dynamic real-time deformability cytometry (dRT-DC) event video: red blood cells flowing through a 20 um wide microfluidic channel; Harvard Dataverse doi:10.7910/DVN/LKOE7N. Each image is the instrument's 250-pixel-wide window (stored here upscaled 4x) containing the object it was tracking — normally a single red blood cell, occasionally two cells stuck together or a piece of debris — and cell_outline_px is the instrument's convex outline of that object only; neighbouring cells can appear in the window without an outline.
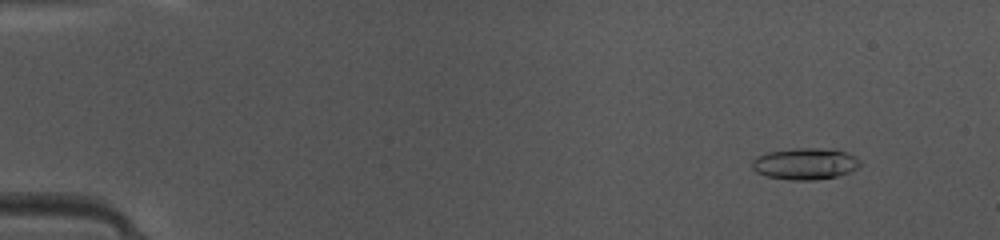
{"species": "common noctule bat (a hibernating species)", "species_latin": "Nyctalus noctula", "temperature_condition": "warm", "stored_images_in_passage": 48, "camera_frame_rate_fps": 3000, "um_per_image_px": 0.085, "animal": {"sex": "female", "body_mass_g": 10.0, "forearm_length_mm": 53.1}, "frame": {"image": 1, "passage_image": 5, "time_ms": 1.333, "image_size_px": [1000, 240], "cell_outline_px": [[860, 164], [856, 168], [848, 172], [836, 176], [812, 180], [788, 180], [768, 176], [756, 172], [752, 168], [752, 160], [756, 156], [768, 152], [792, 148], [820, 148], [848, 152], [860, 160]], "centroid_in_image_um": [68.4, 13.91], "position_along_channel_um": 16.6, "area_um2": 19.77}}
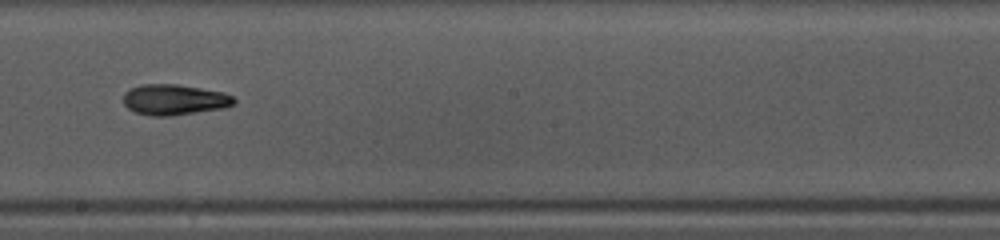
{"frame": {"image": 2, "passage_image": 28, "time_ms": 9.0, "image_size_px": [1000, 240], "cell_outline_px": [[236, 100], [232, 104], [224, 108], [172, 116], [152, 116], [136, 112], [128, 108], [124, 104], [124, 92], [128, 88], [140, 84], [176, 84], [224, 92], [232, 96]], "centroid_in_image_um": [14.79, 8.47], "position_along_channel_um": 233.4, "area_um2": 19.83}}
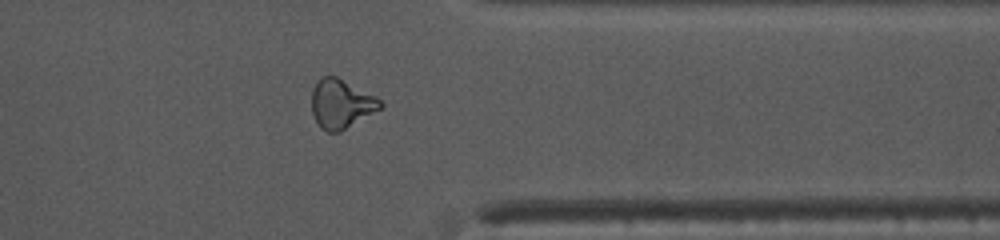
{"frame": {"image": 3, "passage_image": 39, "time_ms": 12.667, "image_size_px": [1000, 240], "cell_outline_px": [[384, 104], [380, 108], [340, 132], [328, 132], [320, 128], [312, 116], [312, 88], [324, 76], [336, 76], [376, 96]], "centroid_in_image_um": [28.97, 8.84], "position_along_channel_um": 382.4, "area_um2": 19.42}, "authors_computed_cell_mechanics": {"area_um2": 19.1029, "velocity_mm_per_s": 4.1969, "shape_relaxation_time_tau1_ms": 4.0255, "shape_relaxation_time_tau2_ms": 6.294, "deformation_change_tau1": 0.1583, "deformation_change_tau2": 0.1666}}